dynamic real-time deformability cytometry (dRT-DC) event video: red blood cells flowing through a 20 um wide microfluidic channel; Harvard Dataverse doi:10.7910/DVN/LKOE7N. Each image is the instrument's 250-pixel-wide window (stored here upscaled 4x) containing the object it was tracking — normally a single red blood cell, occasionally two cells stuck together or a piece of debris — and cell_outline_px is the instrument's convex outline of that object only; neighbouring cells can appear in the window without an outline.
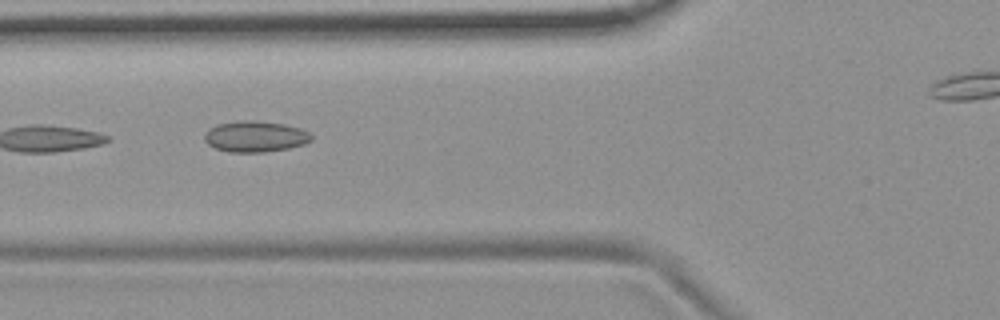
{"species": "common noctule bat (a hibernating species)", "species_latin": "Nyctalus noctula", "temperature_condition": "room temperature", "stored_images_in_passage": 10, "camera_frame_rate_fps": 3000, "um_per_image_px": 0.085, "animal": {"sex": "female", "body_mass_g": 19.9}, "frame": {"image": 1, "passage_image": 6, "time_ms": 5.667, "image_size_px": [1000, 320], "cell_outline_px": [[312, 140], [304, 144], [288, 148], [264, 152], [228, 152], [216, 148], [208, 144], [204, 140], [204, 136], [216, 124], [236, 120], [252, 120], [284, 124], [300, 128], [308, 132], [312, 136]], "centroid_in_image_um": [21.7, 11.6], "position_along_channel_um": 104.1, "area_um2": 19.25}}
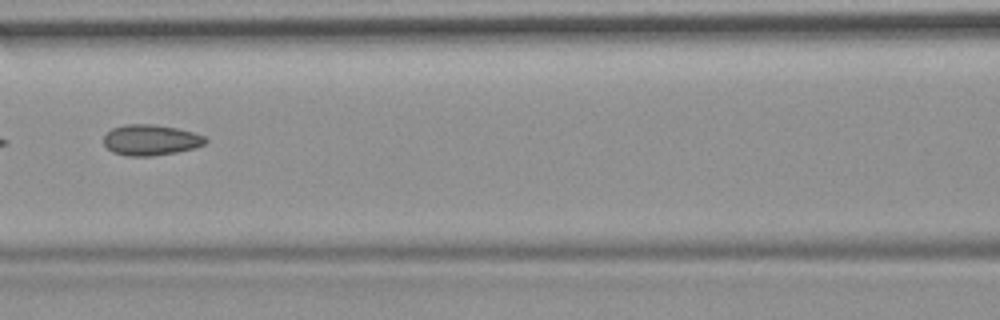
{"frame": {"image": 2, "passage_image": 7, "time_ms": 7.0, "image_size_px": [1000, 320], "cell_outline_px": [[208, 140], [204, 144], [196, 148], [176, 152], [152, 156], [128, 156], [112, 152], [104, 144], [104, 136], [112, 128], [124, 124], [152, 124], [176, 128], [192, 132], [204, 136]], "centroid_in_image_um": [12.81, 11.9], "position_along_channel_um": 153.8, "area_um2": 18.21}}
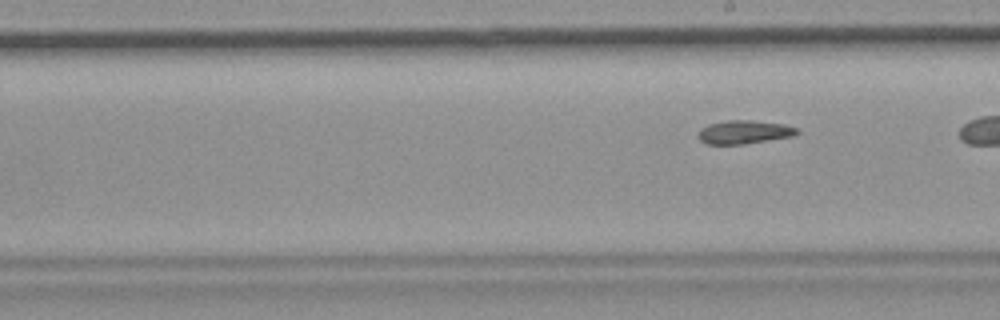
{"frame": {"image": 3, "passage_image": 10, "time_ms": 11.333, "image_size_px": [1000, 320], "cell_outline_px": [[800, 132], [792, 136], [744, 144], [704, 144], [696, 136], [700, 128], [708, 124], [724, 120], [752, 120], [784, 124], [796, 128]], "centroid_in_image_um": [63.19, 11.22], "position_along_channel_um": 225.8, "area_um2": 13.64}}